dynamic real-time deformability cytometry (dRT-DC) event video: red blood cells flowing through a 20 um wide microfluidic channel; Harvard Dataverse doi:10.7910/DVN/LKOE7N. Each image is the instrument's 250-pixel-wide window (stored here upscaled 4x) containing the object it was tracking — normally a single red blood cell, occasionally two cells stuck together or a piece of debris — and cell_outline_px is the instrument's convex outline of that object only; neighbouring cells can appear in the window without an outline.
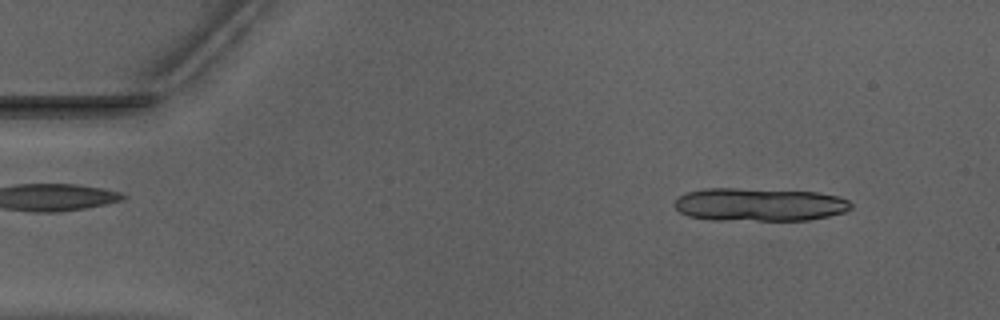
{"species": "Egyptian fruit bat (a non-hibernating species)", "species_latin": "Rousettus aegyptiacus", "temperature_condition": "warm", "stored_images_in_passage": 17, "camera_frame_rate_fps": 3000, "um_per_image_px": 0.085, "animal": {"sex": "male"}, "frame": {"image": 1, "passage_image": 5, "time_ms": 1.333, "image_size_px": [1000, 320], "cell_outline_px": [[852, 208], [844, 212], [828, 216], [808, 220], [712, 220], [688, 216], [680, 212], [676, 208], [676, 200], [680, 196], [688, 192], [704, 188], [736, 188], [816, 192], [840, 196], [848, 200], [852, 204]], "centroid_in_image_um": [64.57, 17.39], "position_along_channel_um": 20.4, "area_um2": 34.1}}